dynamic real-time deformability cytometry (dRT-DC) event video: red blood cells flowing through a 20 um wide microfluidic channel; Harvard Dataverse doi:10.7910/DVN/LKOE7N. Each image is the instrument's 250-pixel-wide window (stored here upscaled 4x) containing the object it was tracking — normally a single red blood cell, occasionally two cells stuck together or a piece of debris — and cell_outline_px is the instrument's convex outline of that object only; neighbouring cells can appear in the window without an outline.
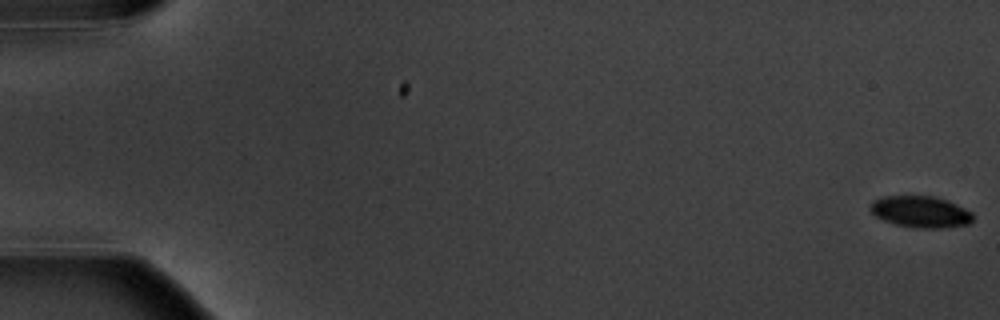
{"species": "common noctule bat (a hibernating species)", "species_latin": "Nyctalus noctula", "temperature_condition": "warm", "stored_images_in_passage": 5, "camera_frame_rate_fps": 3000, "um_per_image_px": 0.085, "animal": {"sex": "male", "body_mass_g": 20.1, "forearm_length_mm": 53.5}, "frame": {"image": 1, "passage_image": 1, "time_ms": 0.0, "image_size_px": [1000, 320], "cell_outline_px": [[972, 220], [968, 224], [940, 228], [912, 228], [896, 224], [884, 220], [876, 216], [868, 208], [872, 200], [880, 196], [936, 196], [948, 200], [972, 212]], "centroid_in_image_um": [78.21, 17.99], "position_along_channel_um": 6.8, "area_um2": 18.96}}